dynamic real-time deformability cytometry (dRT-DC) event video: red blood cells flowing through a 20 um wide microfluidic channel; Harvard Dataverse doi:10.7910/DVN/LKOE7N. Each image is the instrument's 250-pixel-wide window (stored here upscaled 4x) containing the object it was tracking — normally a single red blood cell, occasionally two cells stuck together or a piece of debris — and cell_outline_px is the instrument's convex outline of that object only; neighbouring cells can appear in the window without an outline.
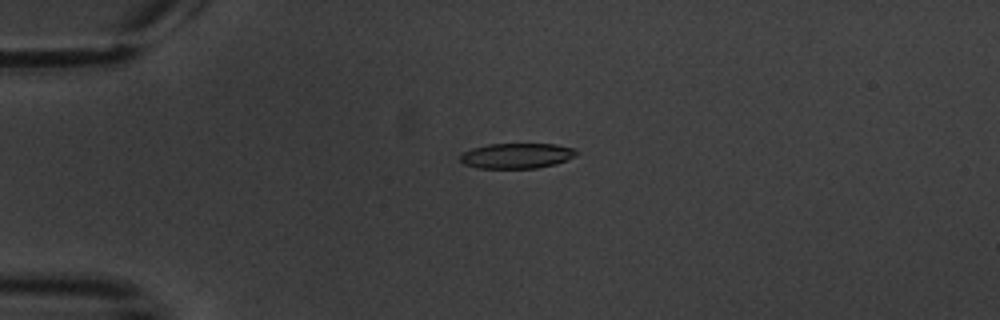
{"species": "common noctule bat (a hibernating species)", "species_latin": "Nyctalus noctula", "temperature_condition": "warm", "stored_images_in_passage": 6, "camera_frame_rate_fps": 3000, "um_per_image_px": 0.085, "animal": {"sex": "male", "body_mass_g": 20.1, "forearm_length_mm": 53.5}, "frame": {"image": 1, "passage_image": 6, "time_ms": 6.333, "image_size_px": [1000, 320], "cell_outline_px": [[580, 152], [576, 156], [556, 164], [536, 168], [476, 168], [464, 164], [460, 160], [460, 156], [464, 152], [472, 148], [488, 144], [556, 144], [576, 148]], "centroid_in_image_um": [43.97, 13.23], "position_along_channel_um": 41.0, "area_um2": 17.28}}